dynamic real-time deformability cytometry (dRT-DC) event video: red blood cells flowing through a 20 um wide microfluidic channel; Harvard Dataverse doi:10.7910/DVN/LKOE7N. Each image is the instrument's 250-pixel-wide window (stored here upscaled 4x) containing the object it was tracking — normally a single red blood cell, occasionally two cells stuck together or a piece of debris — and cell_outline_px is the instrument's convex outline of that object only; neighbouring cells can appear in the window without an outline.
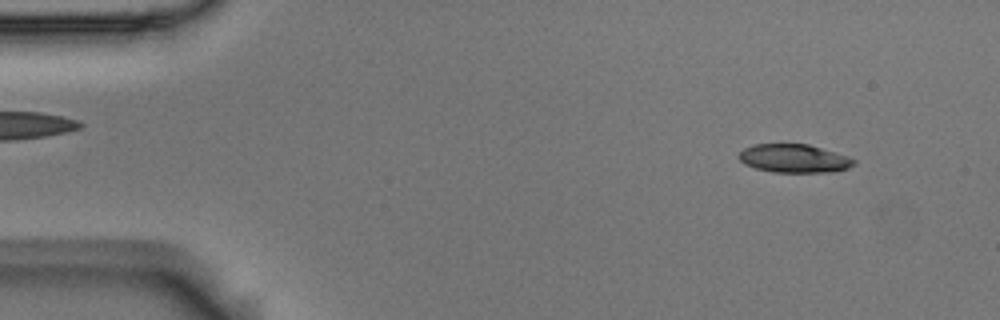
{"species": "Egyptian fruit bat (a non-hibernating species)", "species_latin": "Rousettus aegyptiacus", "temperature_condition": "room temperature", "stored_images_in_passage": 54, "camera_frame_rate_fps": 3000, "um_per_image_px": 0.085, "animal": {"sex": "male"}, "frame": {"image": 1, "passage_image": 5, "time_ms": 1.333, "image_size_px": [1000, 320], "cell_outline_px": [[856, 164], [848, 168], [832, 172], [772, 172], [756, 168], [744, 164], [736, 156], [744, 148], [752, 144], [808, 144], [848, 156], [856, 160]], "centroid_in_image_um": [67.48, 13.47], "position_along_channel_um": 17.5, "area_um2": 19.13}}
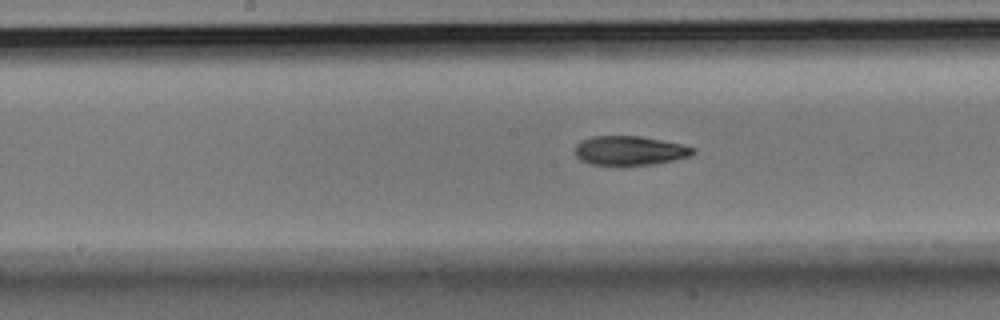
{"frame": {"image": 2, "passage_image": 27, "time_ms": 8.667, "image_size_px": [1000, 320], "cell_outline_px": [[696, 152], [688, 156], [676, 160], [656, 164], [620, 168], [592, 164], [580, 160], [576, 156], [576, 144], [592, 136], [640, 136], [684, 144], [696, 148]], "centroid_in_image_um": [53.56, 12.84], "position_along_channel_um": 194.6, "area_um2": 20.87}}
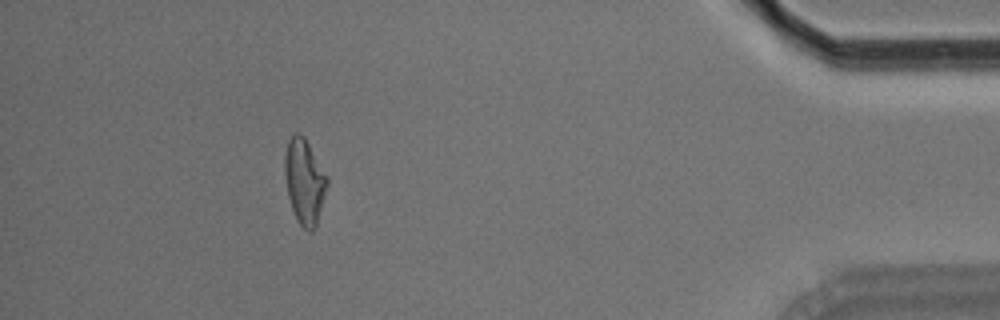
{"frame": {"image": 3, "passage_image": 49, "time_ms": 16.0, "image_size_px": [1000, 320], "cell_outline_px": [[328, 184], [316, 228], [312, 232], [308, 232], [300, 224], [292, 208], [288, 196], [284, 172], [284, 156], [288, 140], [296, 132], [300, 132], [304, 136], [328, 176]], "centroid_in_image_um": [25.89, 15.41], "position_along_channel_um": 409.3, "area_um2": 21.15}, "authors_computed_cell_mechanics": {"area_um2": 20.6346, "velocity_mm_per_s": 3.6739, "shape_relaxation_time_tau1_ms": 5.3203, "shape_relaxation_time_tau2_ms": 2.6385, "deformation_change_tau1": 0.1695, "deformation_change_tau2": 0.0966}}